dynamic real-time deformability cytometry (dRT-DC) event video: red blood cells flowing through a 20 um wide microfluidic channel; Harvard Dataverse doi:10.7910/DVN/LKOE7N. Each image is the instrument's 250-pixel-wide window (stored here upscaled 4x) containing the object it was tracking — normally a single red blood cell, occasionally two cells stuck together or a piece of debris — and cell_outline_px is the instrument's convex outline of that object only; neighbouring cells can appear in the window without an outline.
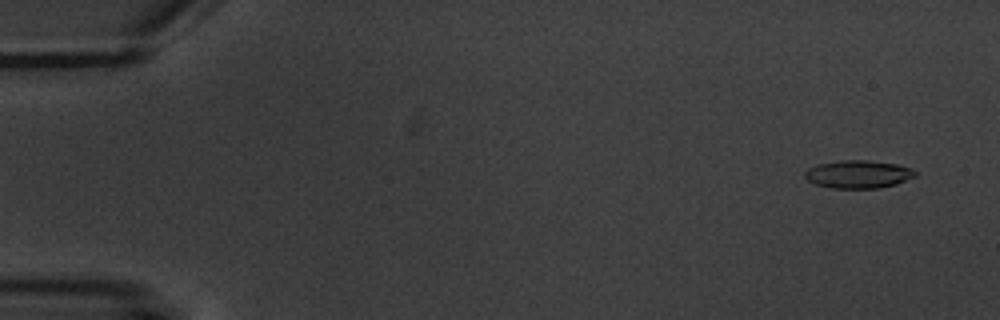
{"species": "common noctule bat (a hibernating species)", "species_latin": "Nyctalus noctula", "temperature_condition": "warm", "stored_images_in_passage": 7, "camera_frame_rate_fps": 3000, "um_per_image_px": 0.085, "animal": {"sex": "male", "body_mass_g": 20.1, "forearm_length_mm": 53.5}, "frame": {"image": 1, "passage_image": 2, "time_ms": 1.0, "image_size_px": [1000, 320], "cell_outline_px": [[916, 176], [896, 184], [876, 188], [832, 188], [816, 184], [808, 180], [804, 176], [804, 172], [808, 168], [820, 164], [840, 160], [868, 160], [896, 164], [908, 168], [916, 172]], "centroid_in_image_um": [72.93, 14.81], "position_along_channel_um": 12.1, "area_um2": 17.74}}
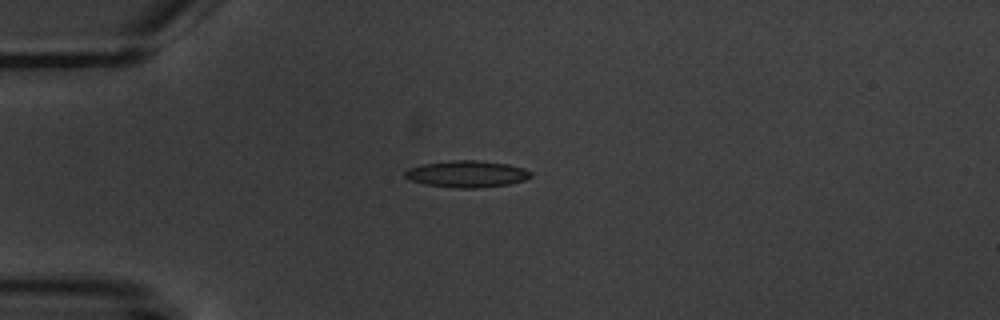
{"frame": {"image": 2, "passage_image": 5, "time_ms": 5.0, "image_size_px": [1000, 320], "cell_outline_px": [[532, 176], [524, 180], [508, 184], [476, 188], [460, 188], [424, 184], [408, 180], [404, 176], [404, 172], [408, 168], [424, 164], [452, 160], [476, 160], [508, 164], [524, 168], [532, 172]], "centroid_in_image_um": [39.67, 14.78], "position_along_channel_um": 45.3, "area_um2": 19.54}}